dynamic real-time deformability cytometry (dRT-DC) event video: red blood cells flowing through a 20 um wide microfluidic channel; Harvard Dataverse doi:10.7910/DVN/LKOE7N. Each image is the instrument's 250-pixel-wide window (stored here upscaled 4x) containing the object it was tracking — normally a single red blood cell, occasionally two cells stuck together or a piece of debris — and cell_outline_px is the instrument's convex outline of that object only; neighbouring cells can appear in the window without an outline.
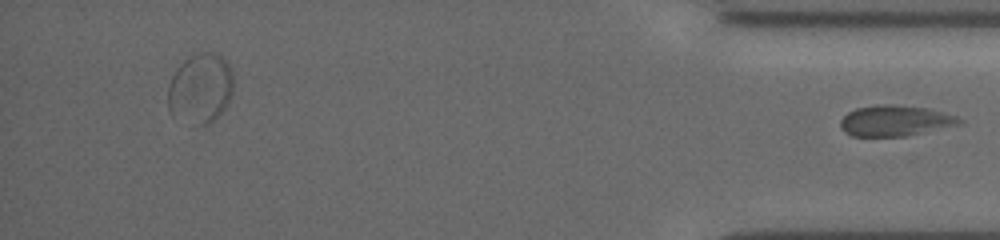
{"species": "common noctule bat (a hibernating species)", "species_latin": "Nyctalus noctula", "temperature_condition": "cold", "stored_images_in_passage": 34, "segment_of_instrument_passage": [2, 2], "camera_frame_rate_fps": 3000, "um_per_image_px": 0.085, "animal": {"sex": "female", "body_mass_g": 19.5, "forearm_length_mm": 54.1}, "frame": {"image": 1, "passage_image": 34, "time_ms": 11.0, "image_size_px": [1000, 240], "cell_outline_px": [[964, 120], [960, 124], [908, 136], [852, 136], [844, 132], [840, 128], [840, 120], [848, 112], [856, 108], [876, 104], [892, 104], [928, 108], [956, 116]], "centroid_in_image_um": [76.06, 10.26], "position_along_channel_um": 359.1, "area_um2": 21.44}}